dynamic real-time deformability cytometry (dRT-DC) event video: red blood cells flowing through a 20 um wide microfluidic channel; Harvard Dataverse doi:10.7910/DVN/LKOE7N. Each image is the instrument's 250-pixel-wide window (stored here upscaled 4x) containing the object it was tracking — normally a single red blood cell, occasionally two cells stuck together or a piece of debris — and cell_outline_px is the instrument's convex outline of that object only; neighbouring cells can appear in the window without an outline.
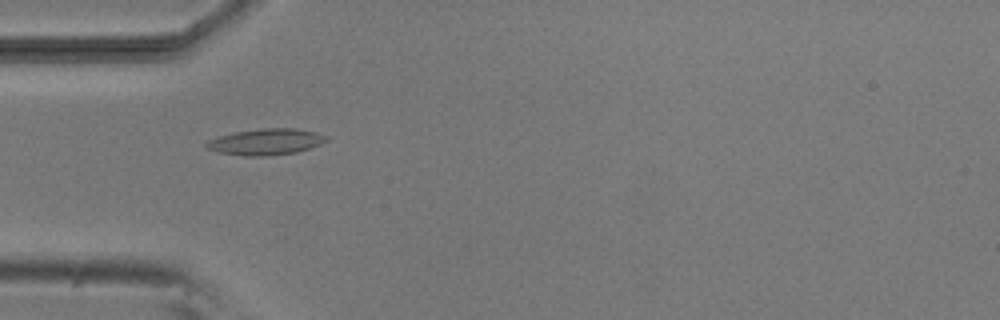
{"species": "common noctule bat (a hibernating species)", "species_latin": "Nyctalus noctula", "temperature_condition": "room temperature", "stored_images_in_passage": 39, "camera_frame_rate_fps": 3000, "um_per_image_px": 0.085, "animal": {"sex": "male", "body_mass_g": 20.5, "forearm_length_mm": 52.5}, "frame": {"image": 1, "passage_image": 2, "time_ms": 0.333, "image_size_px": [1000, 320], "cell_outline_px": [[328, 140], [320, 144], [296, 152], [264, 156], [244, 156], [220, 152], [208, 148], [204, 144], [208, 140], [220, 136], [236, 132], [264, 128], [296, 128], [316, 132], [328, 136]], "centroid_in_image_um": [22.63, 12.05], "position_along_channel_um": 62.4, "area_um2": 18.09}}
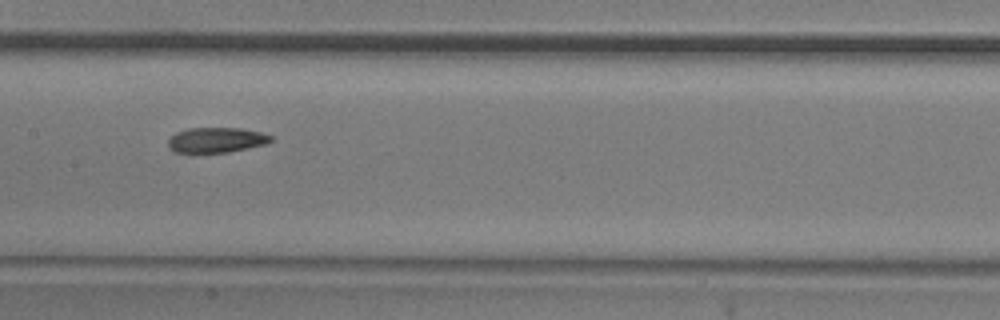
{"frame": {"image": 2, "passage_image": 12, "time_ms": 3.667, "image_size_px": [1000, 320], "cell_outline_px": [[272, 140], [264, 144], [248, 148], [228, 152], [176, 152], [168, 148], [168, 140], [176, 132], [188, 128], [240, 128], [260, 132], [272, 136]], "centroid_in_image_um": [18.37, 11.89], "position_along_channel_um": 189.0, "area_um2": 14.91}}
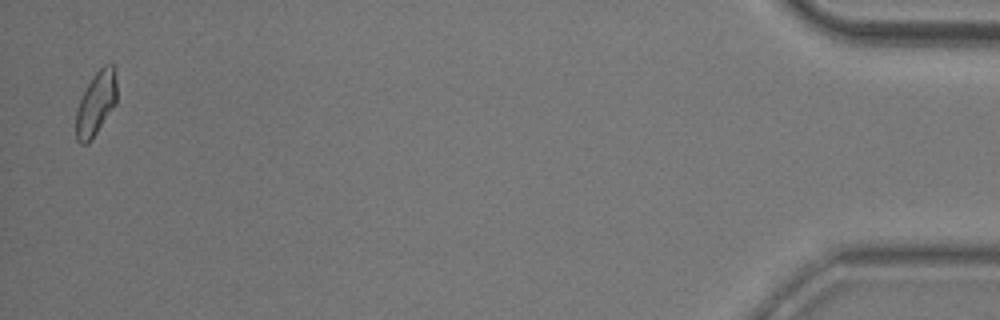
{"frame": {"image": 3, "passage_image": 38, "time_ms": 12.333, "image_size_px": [1000, 320], "cell_outline_px": [[116, 104], [92, 140], [88, 144], [80, 144], [76, 140], [76, 108], [92, 76], [104, 64], [112, 64], [116, 68]], "centroid_in_image_um": [8.17, 8.81], "position_along_channel_um": 427.0, "area_um2": 15.37}, "authors_computed_cell_mechanics": {"area_um2": 15.4904, "velocity_mm_per_s": 3.796, "shape_relaxation_time_tau1_ms": 9.0625, "shape_relaxation_time_tau2_ms": 3.3867, "deformation_change_tau1": 0.183, "deformation_change_tau2": 0.0738}}